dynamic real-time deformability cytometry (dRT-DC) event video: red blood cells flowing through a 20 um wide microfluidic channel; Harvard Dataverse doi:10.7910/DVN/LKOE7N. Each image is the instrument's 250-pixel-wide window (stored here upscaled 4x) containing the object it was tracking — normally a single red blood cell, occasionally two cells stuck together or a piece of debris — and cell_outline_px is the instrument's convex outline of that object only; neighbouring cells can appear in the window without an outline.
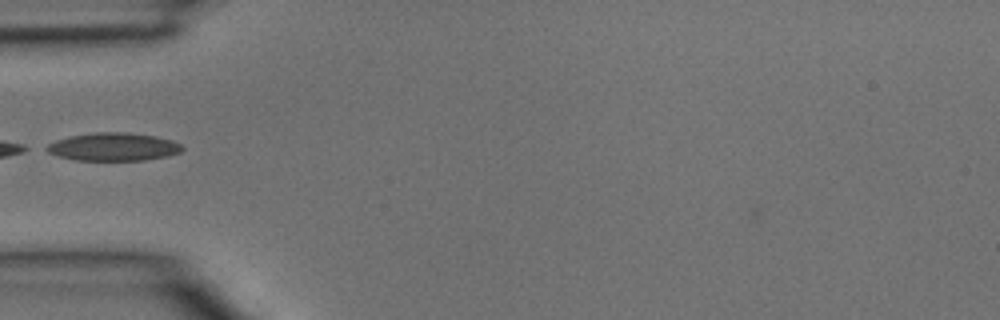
{"species": "common noctule bat (a hibernating species)", "species_latin": "Nyctalus noctula", "temperature_condition": "room temperature", "stored_images_in_passage": 3, "camera_frame_rate_fps": 3000, "um_per_image_px": 0.085, "animal": {"sex": "male", "body_mass_g": 15.6}, "frame": {"image": 1, "passage_image": 3, "time_ms": 0.667, "image_size_px": [1000, 320], "cell_outline_px": [[184, 148], [180, 152], [168, 156], [144, 160], [72, 160], [48, 152], [40, 148], [56, 140], [72, 136], [92, 132], [124, 132], [156, 136], [172, 140], [180, 144]], "centroid_in_image_um": [9.61, 12.48], "position_along_channel_um": 75.4, "area_um2": 22.2}}